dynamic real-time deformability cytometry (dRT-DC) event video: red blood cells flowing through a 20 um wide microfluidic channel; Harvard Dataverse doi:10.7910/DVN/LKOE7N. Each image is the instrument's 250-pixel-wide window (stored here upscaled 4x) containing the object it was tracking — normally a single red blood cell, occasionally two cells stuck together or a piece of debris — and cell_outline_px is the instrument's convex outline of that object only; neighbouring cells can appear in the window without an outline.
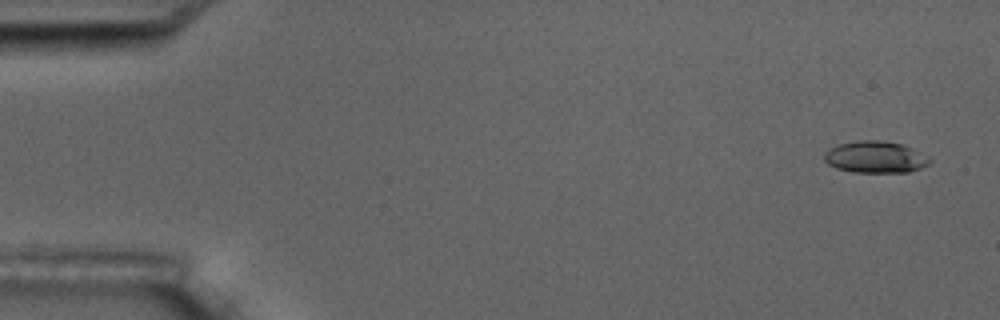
{"species": "common noctule bat (a hibernating species)", "species_latin": "Nyctalus noctula", "temperature_condition": "room temperature", "stored_images_in_passage": 5, "camera_frame_rate_fps": 3000, "um_per_image_px": 0.085, "animal": {"sex": "male", "body_mass_g": 17.5, "forearm_length_mm": 52.3}, "frame": {"image": 1, "passage_image": 1, "time_ms": 0.0, "image_size_px": [1000, 320], "cell_outline_px": [[932, 160], [928, 164], [920, 168], [908, 172], [852, 172], [836, 168], [828, 164], [824, 160], [824, 152], [840, 144], [860, 140], [880, 140], [904, 144], [912, 148]], "centroid_in_image_um": [74.39, 13.35], "position_along_channel_um": 10.6, "area_um2": 19.36}}
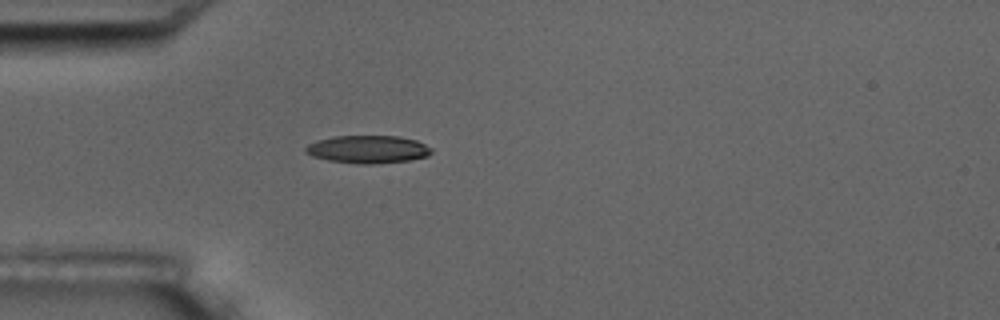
{"frame": {"image": 2, "passage_image": 5, "time_ms": 4.667, "image_size_px": [1000, 320], "cell_outline_px": [[432, 152], [428, 156], [408, 160], [372, 164], [356, 164], [328, 160], [312, 156], [304, 152], [304, 148], [308, 144], [316, 140], [332, 136], [400, 136], [416, 140], [432, 148]], "centroid_in_image_um": [31.24, 12.69], "position_along_channel_um": 53.8, "area_um2": 20.52}}